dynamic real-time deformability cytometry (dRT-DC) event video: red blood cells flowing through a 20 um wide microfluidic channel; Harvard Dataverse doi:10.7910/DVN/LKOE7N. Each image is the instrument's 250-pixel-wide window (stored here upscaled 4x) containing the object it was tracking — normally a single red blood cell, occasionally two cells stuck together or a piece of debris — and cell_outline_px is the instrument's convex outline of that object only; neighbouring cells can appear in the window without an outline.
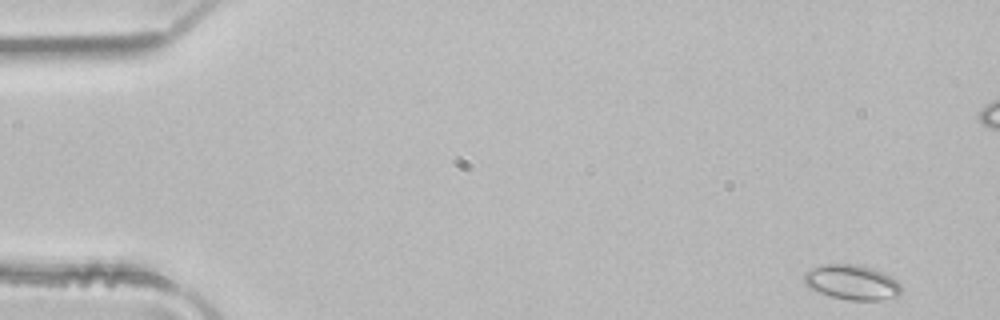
{"species": "common noctule bat (a hibernating species)", "species_latin": "Nyctalus noctula", "temperature_condition": "room temperature", "stored_images_in_passage": 5, "camera_frame_rate_fps": 3000, "um_per_image_px": 0.085, "animal": {"sex": "male", "body_mass_g": 21.5, "forearm_length_mm": 52.0}, "frame": {"image": 1, "passage_image": 1, "time_ms": 0.0, "image_size_px": [1000, 320], "cell_outline_px": [[900, 296], [880, 300], [848, 300], [832, 296], [808, 288], [804, 284], [804, 272], [820, 264], [856, 264], [872, 268], [884, 272], [896, 280], [900, 284]], "centroid_in_image_um": [72.4, 23.99], "position_along_channel_um": 12.6, "area_um2": 19.88}}
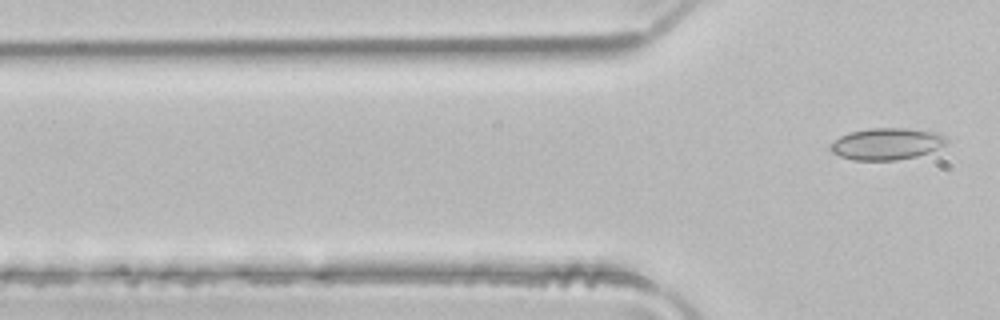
{"frame": {"image": 2, "passage_image": 5, "time_ms": 1.333, "image_size_px": [1000, 320], "cell_outline_px": [[948, 140], [944, 144], [928, 152], [916, 156], [896, 160], [852, 160], [840, 156], [832, 152], [828, 148], [840, 136], [848, 132], [872, 128], [908, 128], [936, 132], [944, 136]], "centroid_in_image_um": [75.33, 12.22], "position_along_channel_um": 50.5, "area_um2": 21.27}}